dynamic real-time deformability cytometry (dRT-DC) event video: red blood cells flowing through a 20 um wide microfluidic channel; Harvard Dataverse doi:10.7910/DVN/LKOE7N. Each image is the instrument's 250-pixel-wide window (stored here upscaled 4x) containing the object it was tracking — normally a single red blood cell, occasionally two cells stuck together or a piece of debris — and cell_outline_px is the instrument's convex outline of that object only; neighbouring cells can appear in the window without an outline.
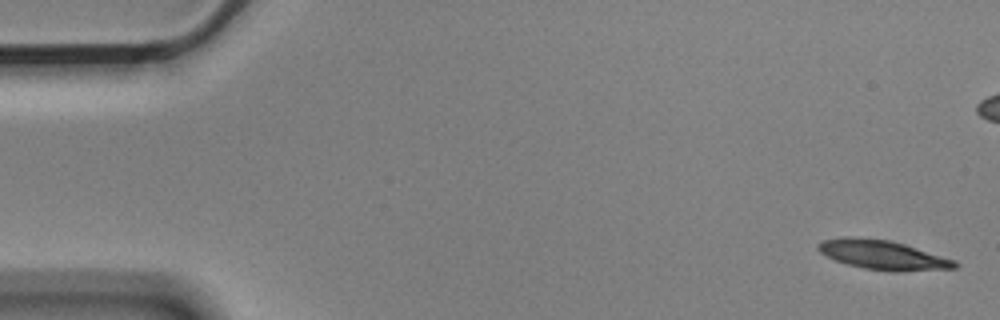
{"species": "Egyptian fruit bat (a non-hibernating species)", "species_latin": "Rousettus aegyptiacus", "temperature_condition": "cold", "stored_images_in_passage": 5, "camera_frame_rate_fps": 3000, "um_per_image_px": 0.085, "animal": {"sex": "male"}, "frame": {"image": 1, "passage_image": 1, "time_ms": 0.0, "image_size_px": [1000, 320], "cell_outline_px": [[960, 264], [956, 268], [864, 268], [848, 264], [836, 260], [820, 252], [816, 248], [816, 244], [824, 240], [840, 236], [852, 236], [888, 240], [904, 244], [956, 260]], "centroid_in_image_um": [74.92, 21.58], "position_along_channel_um": 10.1, "area_um2": 22.02}}